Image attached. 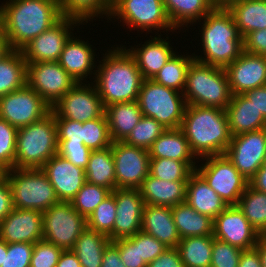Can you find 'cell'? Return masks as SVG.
<instances>
[{
  "instance_id": "obj_67",
  "label": "cell",
  "mask_w": 266,
  "mask_h": 267,
  "mask_svg": "<svg viewBox=\"0 0 266 267\" xmlns=\"http://www.w3.org/2000/svg\"><path fill=\"white\" fill-rule=\"evenodd\" d=\"M260 239L266 243V228L260 233Z\"/></svg>"
},
{
  "instance_id": "obj_66",
  "label": "cell",
  "mask_w": 266,
  "mask_h": 267,
  "mask_svg": "<svg viewBox=\"0 0 266 267\" xmlns=\"http://www.w3.org/2000/svg\"><path fill=\"white\" fill-rule=\"evenodd\" d=\"M7 168L0 162V179L6 177Z\"/></svg>"
},
{
  "instance_id": "obj_48",
  "label": "cell",
  "mask_w": 266,
  "mask_h": 267,
  "mask_svg": "<svg viewBox=\"0 0 266 267\" xmlns=\"http://www.w3.org/2000/svg\"><path fill=\"white\" fill-rule=\"evenodd\" d=\"M62 251L53 243L37 241L34 243L30 267H56Z\"/></svg>"
},
{
  "instance_id": "obj_60",
  "label": "cell",
  "mask_w": 266,
  "mask_h": 267,
  "mask_svg": "<svg viewBox=\"0 0 266 267\" xmlns=\"http://www.w3.org/2000/svg\"><path fill=\"white\" fill-rule=\"evenodd\" d=\"M56 267H81V263L72 250H64L59 257Z\"/></svg>"
},
{
  "instance_id": "obj_53",
  "label": "cell",
  "mask_w": 266,
  "mask_h": 267,
  "mask_svg": "<svg viewBox=\"0 0 266 267\" xmlns=\"http://www.w3.org/2000/svg\"><path fill=\"white\" fill-rule=\"evenodd\" d=\"M58 142L83 143V122L55 117Z\"/></svg>"
},
{
  "instance_id": "obj_37",
  "label": "cell",
  "mask_w": 266,
  "mask_h": 267,
  "mask_svg": "<svg viewBox=\"0 0 266 267\" xmlns=\"http://www.w3.org/2000/svg\"><path fill=\"white\" fill-rule=\"evenodd\" d=\"M213 235L182 238L176 247L185 267H210Z\"/></svg>"
},
{
  "instance_id": "obj_39",
  "label": "cell",
  "mask_w": 266,
  "mask_h": 267,
  "mask_svg": "<svg viewBox=\"0 0 266 267\" xmlns=\"http://www.w3.org/2000/svg\"><path fill=\"white\" fill-rule=\"evenodd\" d=\"M186 55L176 52L152 80L165 87L183 92L188 68L194 60L193 54L186 53Z\"/></svg>"
},
{
  "instance_id": "obj_51",
  "label": "cell",
  "mask_w": 266,
  "mask_h": 267,
  "mask_svg": "<svg viewBox=\"0 0 266 267\" xmlns=\"http://www.w3.org/2000/svg\"><path fill=\"white\" fill-rule=\"evenodd\" d=\"M57 153L75 166L85 170L91 150L84 143L58 142Z\"/></svg>"
},
{
  "instance_id": "obj_4",
  "label": "cell",
  "mask_w": 266,
  "mask_h": 267,
  "mask_svg": "<svg viewBox=\"0 0 266 267\" xmlns=\"http://www.w3.org/2000/svg\"><path fill=\"white\" fill-rule=\"evenodd\" d=\"M201 20L200 50L204 57L193 53L194 59L221 68L232 64L244 51V45L231 13L224 5H217Z\"/></svg>"
},
{
  "instance_id": "obj_61",
  "label": "cell",
  "mask_w": 266,
  "mask_h": 267,
  "mask_svg": "<svg viewBox=\"0 0 266 267\" xmlns=\"http://www.w3.org/2000/svg\"><path fill=\"white\" fill-rule=\"evenodd\" d=\"M249 184L254 189L266 194V167L262 166L249 181Z\"/></svg>"
},
{
  "instance_id": "obj_13",
  "label": "cell",
  "mask_w": 266,
  "mask_h": 267,
  "mask_svg": "<svg viewBox=\"0 0 266 267\" xmlns=\"http://www.w3.org/2000/svg\"><path fill=\"white\" fill-rule=\"evenodd\" d=\"M26 84L52 107L77 82L58 61L26 64Z\"/></svg>"
},
{
  "instance_id": "obj_18",
  "label": "cell",
  "mask_w": 266,
  "mask_h": 267,
  "mask_svg": "<svg viewBox=\"0 0 266 267\" xmlns=\"http://www.w3.org/2000/svg\"><path fill=\"white\" fill-rule=\"evenodd\" d=\"M214 238L241 250L256 246L260 234L249 223L238 205H228L213 220Z\"/></svg>"
},
{
  "instance_id": "obj_65",
  "label": "cell",
  "mask_w": 266,
  "mask_h": 267,
  "mask_svg": "<svg viewBox=\"0 0 266 267\" xmlns=\"http://www.w3.org/2000/svg\"><path fill=\"white\" fill-rule=\"evenodd\" d=\"M0 37H5L4 36L3 8H2V5H0Z\"/></svg>"
},
{
  "instance_id": "obj_52",
  "label": "cell",
  "mask_w": 266,
  "mask_h": 267,
  "mask_svg": "<svg viewBox=\"0 0 266 267\" xmlns=\"http://www.w3.org/2000/svg\"><path fill=\"white\" fill-rule=\"evenodd\" d=\"M167 248L152 235L142 230L138 232V253L147 265L161 255Z\"/></svg>"
},
{
  "instance_id": "obj_3",
  "label": "cell",
  "mask_w": 266,
  "mask_h": 267,
  "mask_svg": "<svg viewBox=\"0 0 266 267\" xmlns=\"http://www.w3.org/2000/svg\"><path fill=\"white\" fill-rule=\"evenodd\" d=\"M198 160L225 154L231 141L226 110L187 105L180 127Z\"/></svg>"
},
{
  "instance_id": "obj_50",
  "label": "cell",
  "mask_w": 266,
  "mask_h": 267,
  "mask_svg": "<svg viewBox=\"0 0 266 267\" xmlns=\"http://www.w3.org/2000/svg\"><path fill=\"white\" fill-rule=\"evenodd\" d=\"M119 247L121 261L126 267H147L138 253V233L132 237L113 241Z\"/></svg>"
},
{
  "instance_id": "obj_49",
  "label": "cell",
  "mask_w": 266,
  "mask_h": 267,
  "mask_svg": "<svg viewBox=\"0 0 266 267\" xmlns=\"http://www.w3.org/2000/svg\"><path fill=\"white\" fill-rule=\"evenodd\" d=\"M33 248L32 243H7V252H4L0 267H30Z\"/></svg>"
},
{
  "instance_id": "obj_47",
  "label": "cell",
  "mask_w": 266,
  "mask_h": 267,
  "mask_svg": "<svg viewBox=\"0 0 266 267\" xmlns=\"http://www.w3.org/2000/svg\"><path fill=\"white\" fill-rule=\"evenodd\" d=\"M242 250L214 238L210 267H238Z\"/></svg>"
},
{
  "instance_id": "obj_58",
  "label": "cell",
  "mask_w": 266,
  "mask_h": 267,
  "mask_svg": "<svg viewBox=\"0 0 266 267\" xmlns=\"http://www.w3.org/2000/svg\"><path fill=\"white\" fill-rule=\"evenodd\" d=\"M259 112L266 118V86L258 87L243 93Z\"/></svg>"
},
{
  "instance_id": "obj_14",
  "label": "cell",
  "mask_w": 266,
  "mask_h": 267,
  "mask_svg": "<svg viewBox=\"0 0 266 267\" xmlns=\"http://www.w3.org/2000/svg\"><path fill=\"white\" fill-rule=\"evenodd\" d=\"M77 83L52 107L54 117L87 122L100 118L105 113L102 100L95 84L92 82Z\"/></svg>"
},
{
  "instance_id": "obj_64",
  "label": "cell",
  "mask_w": 266,
  "mask_h": 267,
  "mask_svg": "<svg viewBox=\"0 0 266 267\" xmlns=\"http://www.w3.org/2000/svg\"><path fill=\"white\" fill-rule=\"evenodd\" d=\"M4 252H7V242L0 238V266L3 263Z\"/></svg>"
},
{
  "instance_id": "obj_30",
  "label": "cell",
  "mask_w": 266,
  "mask_h": 267,
  "mask_svg": "<svg viewBox=\"0 0 266 267\" xmlns=\"http://www.w3.org/2000/svg\"><path fill=\"white\" fill-rule=\"evenodd\" d=\"M162 2L172 26L178 30L195 25L197 21L201 24V19L218 5L215 0H162Z\"/></svg>"
},
{
  "instance_id": "obj_1",
  "label": "cell",
  "mask_w": 266,
  "mask_h": 267,
  "mask_svg": "<svg viewBox=\"0 0 266 267\" xmlns=\"http://www.w3.org/2000/svg\"><path fill=\"white\" fill-rule=\"evenodd\" d=\"M121 46L107 50L92 81L104 108L114 103L137 101L144 80L132 54L125 45Z\"/></svg>"
},
{
  "instance_id": "obj_19",
  "label": "cell",
  "mask_w": 266,
  "mask_h": 267,
  "mask_svg": "<svg viewBox=\"0 0 266 267\" xmlns=\"http://www.w3.org/2000/svg\"><path fill=\"white\" fill-rule=\"evenodd\" d=\"M116 202L113 241L134 236L141 231L145 203L139 189L116 188L112 191Z\"/></svg>"
},
{
  "instance_id": "obj_59",
  "label": "cell",
  "mask_w": 266,
  "mask_h": 267,
  "mask_svg": "<svg viewBox=\"0 0 266 267\" xmlns=\"http://www.w3.org/2000/svg\"><path fill=\"white\" fill-rule=\"evenodd\" d=\"M238 267H262L256 247L242 250Z\"/></svg>"
},
{
  "instance_id": "obj_9",
  "label": "cell",
  "mask_w": 266,
  "mask_h": 267,
  "mask_svg": "<svg viewBox=\"0 0 266 267\" xmlns=\"http://www.w3.org/2000/svg\"><path fill=\"white\" fill-rule=\"evenodd\" d=\"M111 18L120 19L123 25H127V29L139 31L140 28L147 33H152V29L160 34L162 31L159 30L167 33L176 30L167 16L162 0H119L111 8L109 20Z\"/></svg>"
},
{
  "instance_id": "obj_34",
  "label": "cell",
  "mask_w": 266,
  "mask_h": 267,
  "mask_svg": "<svg viewBox=\"0 0 266 267\" xmlns=\"http://www.w3.org/2000/svg\"><path fill=\"white\" fill-rule=\"evenodd\" d=\"M110 242L108 236L86 227L71 250L77 255L81 267H101L104 249Z\"/></svg>"
},
{
  "instance_id": "obj_11",
  "label": "cell",
  "mask_w": 266,
  "mask_h": 267,
  "mask_svg": "<svg viewBox=\"0 0 266 267\" xmlns=\"http://www.w3.org/2000/svg\"><path fill=\"white\" fill-rule=\"evenodd\" d=\"M202 160L205 162L197 165L196 171L228 205H237L249 181L225 154L207 156Z\"/></svg>"
},
{
  "instance_id": "obj_25",
  "label": "cell",
  "mask_w": 266,
  "mask_h": 267,
  "mask_svg": "<svg viewBox=\"0 0 266 267\" xmlns=\"http://www.w3.org/2000/svg\"><path fill=\"white\" fill-rule=\"evenodd\" d=\"M141 230L155 237L168 248H176L181 240L172 216V208L145 205Z\"/></svg>"
},
{
  "instance_id": "obj_55",
  "label": "cell",
  "mask_w": 266,
  "mask_h": 267,
  "mask_svg": "<svg viewBox=\"0 0 266 267\" xmlns=\"http://www.w3.org/2000/svg\"><path fill=\"white\" fill-rule=\"evenodd\" d=\"M147 267H185L177 248H167L161 255L150 262Z\"/></svg>"
},
{
  "instance_id": "obj_62",
  "label": "cell",
  "mask_w": 266,
  "mask_h": 267,
  "mask_svg": "<svg viewBox=\"0 0 266 267\" xmlns=\"http://www.w3.org/2000/svg\"><path fill=\"white\" fill-rule=\"evenodd\" d=\"M255 247L258 250L262 267H266V243L259 239Z\"/></svg>"
},
{
  "instance_id": "obj_10",
  "label": "cell",
  "mask_w": 266,
  "mask_h": 267,
  "mask_svg": "<svg viewBox=\"0 0 266 267\" xmlns=\"http://www.w3.org/2000/svg\"><path fill=\"white\" fill-rule=\"evenodd\" d=\"M87 221L71 202L59 201L43 212V240L58 248L71 250Z\"/></svg>"
},
{
  "instance_id": "obj_38",
  "label": "cell",
  "mask_w": 266,
  "mask_h": 267,
  "mask_svg": "<svg viewBox=\"0 0 266 267\" xmlns=\"http://www.w3.org/2000/svg\"><path fill=\"white\" fill-rule=\"evenodd\" d=\"M61 16L74 18L82 24H87L90 19L106 16L107 21L110 16L111 6L106 0H58ZM86 22V23H85Z\"/></svg>"
},
{
  "instance_id": "obj_15",
  "label": "cell",
  "mask_w": 266,
  "mask_h": 267,
  "mask_svg": "<svg viewBox=\"0 0 266 267\" xmlns=\"http://www.w3.org/2000/svg\"><path fill=\"white\" fill-rule=\"evenodd\" d=\"M116 188L139 189L149 175L148 150L129 145L124 141L112 142Z\"/></svg>"
},
{
  "instance_id": "obj_17",
  "label": "cell",
  "mask_w": 266,
  "mask_h": 267,
  "mask_svg": "<svg viewBox=\"0 0 266 267\" xmlns=\"http://www.w3.org/2000/svg\"><path fill=\"white\" fill-rule=\"evenodd\" d=\"M225 155L250 181L265 160L266 128L232 136Z\"/></svg>"
},
{
  "instance_id": "obj_6",
  "label": "cell",
  "mask_w": 266,
  "mask_h": 267,
  "mask_svg": "<svg viewBox=\"0 0 266 267\" xmlns=\"http://www.w3.org/2000/svg\"><path fill=\"white\" fill-rule=\"evenodd\" d=\"M182 93L187 105L216 107L223 110L232 97L225 69L195 59L188 68Z\"/></svg>"
},
{
  "instance_id": "obj_32",
  "label": "cell",
  "mask_w": 266,
  "mask_h": 267,
  "mask_svg": "<svg viewBox=\"0 0 266 267\" xmlns=\"http://www.w3.org/2000/svg\"><path fill=\"white\" fill-rule=\"evenodd\" d=\"M150 158H169L178 161H194L188 140L181 128L166 129L148 150Z\"/></svg>"
},
{
  "instance_id": "obj_24",
  "label": "cell",
  "mask_w": 266,
  "mask_h": 267,
  "mask_svg": "<svg viewBox=\"0 0 266 267\" xmlns=\"http://www.w3.org/2000/svg\"><path fill=\"white\" fill-rule=\"evenodd\" d=\"M162 38V34L146 40L144 44L130 46L127 50L132 54L137 62L139 71L144 79H152L164 67V65L176 53L170 44L168 34ZM168 40V41H167ZM171 45V46H170ZM138 47V48H137Z\"/></svg>"
},
{
  "instance_id": "obj_69",
  "label": "cell",
  "mask_w": 266,
  "mask_h": 267,
  "mask_svg": "<svg viewBox=\"0 0 266 267\" xmlns=\"http://www.w3.org/2000/svg\"><path fill=\"white\" fill-rule=\"evenodd\" d=\"M229 0H215L218 5H224Z\"/></svg>"
},
{
  "instance_id": "obj_8",
  "label": "cell",
  "mask_w": 266,
  "mask_h": 267,
  "mask_svg": "<svg viewBox=\"0 0 266 267\" xmlns=\"http://www.w3.org/2000/svg\"><path fill=\"white\" fill-rule=\"evenodd\" d=\"M137 102L143 116L154 118L165 129L181 127L187 106L182 92L144 79Z\"/></svg>"
},
{
  "instance_id": "obj_5",
  "label": "cell",
  "mask_w": 266,
  "mask_h": 267,
  "mask_svg": "<svg viewBox=\"0 0 266 267\" xmlns=\"http://www.w3.org/2000/svg\"><path fill=\"white\" fill-rule=\"evenodd\" d=\"M57 151V125L50 112L43 119L18 129L14 168L41 169Z\"/></svg>"
},
{
  "instance_id": "obj_43",
  "label": "cell",
  "mask_w": 266,
  "mask_h": 267,
  "mask_svg": "<svg viewBox=\"0 0 266 267\" xmlns=\"http://www.w3.org/2000/svg\"><path fill=\"white\" fill-rule=\"evenodd\" d=\"M111 193L112 191L106 187L86 181L83 187L70 202L75 210L87 218Z\"/></svg>"
},
{
  "instance_id": "obj_44",
  "label": "cell",
  "mask_w": 266,
  "mask_h": 267,
  "mask_svg": "<svg viewBox=\"0 0 266 267\" xmlns=\"http://www.w3.org/2000/svg\"><path fill=\"white\" fill-rule=\"evenodd\" d=\"M82 139L91 151L103 150L111 146L112 140L105 113L97 119L83 122Z\"/></svg>"
},
{
  "instance_id": "obj_68",
  "label": "cell",
  "mask_w": 266,
  "mask_h": 267,
  "mask_svg": "<svg viewBox=\"0 0 266 267\" xmlns=\"http://www.w3.org/2000/svg\"><path fill=\"white\" fill-rule=\"evenodd\" d=\"M119 0H106V2L112 7L114 4H116Z\"/></svg>"
},
{
  "instance_id": "obj_29",
  "label": "cell",
  "mask_w": 266,
  "mask_h": 267,
  "mask_svg": "<svg viewBox=\"0 0 266 267\" xmlns=\"http://www.w3.org/2000/svg\"><path fill=\"white\" fill-rule=\"evenodd\" d=\"M224 6L243 38L252 31L266 28V0H229Z\"/></svg>"
},
{
  "instance_id": "obj_27",
  "label": "cell",
  "mask_w": 266,
  "mask_h": 267,
  "mask_svg": "<svg viewBox=\"0 0 266 267\" xmlns=\"http://www.w3.org/2000/svg\"><path fill=\"white\" fill-rule=\"evenodd\" d=\"M225 110L231 136L266 128V118L243 94L232 95Z\"/></svg>"
},
{
  "instance_id": "obj_22",
  "label": "cell",
  "mask_w": 266,
  "mask_h": 267,
  "mask_svg": "<svg viewBox=\"0 0 266 267\" xmlns=\"http://www.w3.org/2000/svg\"><path fill=\"white\" fill-rule=\"evenodd\" d=\"M55 190L59 201L70 202L86 182L85 170L58 153L41 168Z\"/></svg>"
},
{
  "instance_id": "obj_7",
  "label": "cell",
  "mask_w": 266,
  "mask_h": 267,
  "mask_svg": "<svg viewBox=\"0 0 266 267\" xmlns=\"http://www.w3.org/2000/svg\"><path fill=\"white\" fill-rule=\"evenodd\" d=\"M14 208L44 212L59 202L54 187L42 169H7Z\"/></svg>"
},
{
  "instance_id": "obj_28",
  "label": "cell",
  "mask_w": 266,
  "mask_h": 267,
  "mask_svg": "<svg viewBox=\"0 0 266 267\" xmlns=\"http://www.w3.org/2000/svg\"><path fill=\"white\" fill-rule=\"evenodd\" d=\"M187 181L157 179L150 174L139 188L145 205L173 207L186 200Z\"/></svg>"
},
{
  "instance_id": "obj_21",
  "label": "cell",
  "mask_w": 266,
  "mask_h": 267,
  "mask_svg": "<svg viewBox=\"0 0 266 267\" xmlns=\"http://www.w3.org/2000/svg\"><path fill=\"white\" fill-rule=\"evenodd\" d=\"M0 238L7 243L43 240V212L13 208L0 222Z\"/></svg>"
},
{
  "instance_id": "obj_70",
  "label": "cell",
  "mask_w": 266,
  "mask_h": 267,
  "mask_svg": "<svg viewBox=\"0 0 266 267\" xmlns=\"http://www.w3.org/2000/svg\"><path fill=\"white\" fill-rule=\"evenodd\" d=\"M263 166L266 167V156H265V160H264Z\"/></svg>"
},
{
  "instance_id": "obj_46",
  "label": "cell",
  "mask_w": 266,
  "mask_h": 267,
  "mask_svg": "<svg viewBox=\"0 0 266 267\" xmlns=\"http://www.w3.org/2000/svg\"><path fill=\"white\" fill-rule=\"evenodd\" d=\"M18 129L0 118V162L7 168H14L16 138Z\"/></svg>"
},
{
  "instance_id": "obj_56",
  "label": "cell",
  "mask_w": 266,
  "mask_h": 267,
  "mask_svg": "<svg viewBox=\"0 0 266 267\" xmlns=\"http://www.w3.org/2000/svg\"><path fill=\"white\" fill-rule=\"evenodd\" d=\"M12 192L7 177L0 179V222L13 210Z\"/></svg>"
},
{
  "instance_id": "obj_41",
  "label": "cell",
  "mask_w": 266,
  "mask_h": 267,
  "mask_svg": "<svg viewBox=\"0 0 266 267\" xmlns=\"http://www.w3.org/2000/svg\"><path fill=\"white\" fill-rule=\"evenodd\" d=\"M198 161H178L169 158H150L149 174L168 181H188Z\"/></svg>"
},
{
  "instance_id": "obj_40",
  "label": "cell",
  "mask_w": 266,
  "mask_h": 267,
  "mask_svg": "<svg viewBox=\"0 0 266 267\" xmlns=\"http://www.w3.org/2000/svg\"><path fill=\"white\" fill-rule=\"evenodd\" d=\"M237 205L249 223L260 234L266 228V194L254 189L249 184Z\"/></svg>"
},
{
  "instance_id": "obj_26",
  "label": "cell",
  "mask_w": 266,
  "mask_h": 267,
  "mask_svg": "<svg viewBox=\"0 0 266 267\" xmlns=\"http://www.w3.org/2000/svg\"><path fill=\"white\" fill-rule=\"evenodd\" d=\"M185 202L213 220L228 206L196 170L188 178Z\"/></svg>"
},
{
  "instance_id": "obj_2",
  "label": "cell",
  "mask_w": 266,
  "mask_h": 267,
  "mask_svg": "<svg viewBox=\"0 0 266 267\" xmlns=\"http://www.w3.org/2000/svg\"><path fill=\"white\" fill-rule=\"evenodd\" d=\"M1 5L4 36L13 50L21 51L62 17L58 0H6Z\"/></svg>"
},
{
  "instance_id": "obj_23",
  "label": "cell",
  "mask_w": 266,
  "mask_h": 267,
  "mask_svg": "<svg viewBox=\"0 0 266 267\" xmlns=\"http://www.w3.org/2000/svg\"><path fill=\"white\" fill-rule=\"evenodd\" d=\"M77 38L78 36L74 37V34H72L66 41L58 62L77 83L89 82L86 80L87 76H89L90 80L92 75V79L94 80L95 78V69L97 68L95 60L98 57L95 49H92L93 45H90L88 40L85 42Z\"/></svg>"
},
{
  "instance_id": "obj_57",
  "label": "cell",
  "mask_w": 266,
  "mask_h": 267,
  "mask_svg": "<svg viewBox=\"0 0 266 267\" xmlns=\"http://www.w3.org/2000/svg\"><path fill=\"white\" fill-rule=\"evenodd\" d=\"M101 267H126L121 261L119 247L113 241L104 249Z\"/></svg>"
},
{
  "instance_id": "obj_20",
  "label": "cell",
  "mask_w": 266,
  "mask_h": 267,
  "mask_svg": "<svg viewBox=\"0 0 266 267\" xmlns=\"http://www.w3.org/2000/svg\"><path fill=\"white\" fill-rule=\"evenodd\" d=\"M224 69L232 95L266 86V56L243 51Z\"/></svg>"
},
{
  "instance_id": "obj_33",
  "label": "cell",
  "mask_w": 266,
  "mask_h": 267,
  "mask_svg": "<svg viewBox=\"0 0 266 267\" xmlns=\"http://www.w3.org/2000/svg\"><path fill=\"white\" fill-rule=\"evenodd\" d=\"M172 216L181 239L213 235V219L196 212L186 202L173 206Z\"/></svg>"
},
{
  "instance_id": "obj_31",
  "label": "cell",
  "mask_w": 266,
  "mask_h": 267,
  "mask_svg": "<svg viewBox=\"0 0 266 267\" xmlns=\"http://www.w3.org/2000/svg\"><path fill=\"white\" fill-rule=\"evenodd\" d=\"M112 142L124 141L143 117L137 101L114 103L105 107Z\"/></svg>"
},
{
  "instance_id": "obj_35",
  "label": "cell",
  "mask_w": 266,
  "mask_h": 267,
  "mask_svg": "<svg viewBox=\"0 0 266 267\" xmlns=\"http://www.w3.org/2000/svg\"><path fill=\"white\" fill-rule=\"evenodd\" d=\"M26 84V61L22 51L11 49L0 59V98Z\"/></svg>"
},
{
  "instance_id": "obj_45",
  "label": "cell",
  "mask_w": 266,
  "mask_h": 267,
  "mask_svg": "<svg viewBox=\"0 0 266 267\" xmlns=\"http://www.w3.org/2000/svg\"><path fill=\"white\" fill-rule=\"evenodd\" d=\"M165 130L166 129L154 118L143 116L124 142L129 145L149 150L154 141Z\"/></svg>"
},
{
  "instance_id": "obj_63",
  "label": "cell",
  "mask_w": 266,
  "mask_h": 267,
  "mask_svg": "<svg viewBox=\"0 0 266 267\" xmlns=\"http://www.w3.org/2000/svg\"><path fill=\"white\" fill-rule=\"evenodd\" d=\"M10 47L5 37H0V59L4 57L9 51Z\"/></svg>"
},
{
  "instance_id": "obj_42",
  "label": "cell",
  "mask_w": 266,
  "mask_h": 267,
  "mask_svg": "<svg viewBox=\"0 0 266 267\" xmlns=\"http://www.w3.org/2000/svg\"><path fill=\"white\" fill-rule=\"evenodd\" d=\"M116 218L115 196H107L86 218L87 228L103 233L113 241V225Z\"/></svg>"
},
{
  "instance_id": "obj_16",
  "label": "cell",
  "mask_w": 266,
  "mask_h": 267,
  "mask_svg": "<svg viewBox=\"0 0 266 267\" xmlns=\"http://www.w3.org/2000/svg\"><path fill=\"white\" fill-rule=\"evenodd\" d=\"M80 25L79 20L62 16L21 50L26 64L58 61L66 41L73 34L71 31L76 26L79 29Z\"/></svg>"
},
{
  "instance_id": "obj_54",
  "label": "cell",
  "mask_w": 266,
  "mask_h": 267,
  "mask_svg": "<svg viewBox=\"0 0 266 267\" xmlns=\"http://www.w3.org/2000/svg\"><path fill=\"white\" fill-rule=\"evenodd\" d=\"M244 51L266 56V28L248 33L243 38Z\"/></svg>"
},
{
  "instance_id": "obj_36",
  "label": "cell",
  "mask_w": 266,
  "mask_h": 267,
  "mask_svg": "<svg viewBox=\"0 0 266 267\" xmlns=\"http://www.w3.org/2000/svg\"><path fill=\"white\" fill-rule=\"evenodd\" d=\"M85 174L89 183L106 187L111 191L116 189L115 164L111 147L91 151Z\"/></svg>"
},
{
  "instance_id": "obj_12",
  "label": "cell",
  "mask_w": 266,
  "mask_h": 267,
  "mask_svg": "<svg viewBox=\"0 0 266 267\" xmlns=\"http://www.w3.org/2000/svg\"><path fill=\"white\" fill-rule=\"evenodd\" d=\"M50 112L51 107L27 84L0 98V118L17 129L43 119Z\"/></svg>"
}]
</instances>
